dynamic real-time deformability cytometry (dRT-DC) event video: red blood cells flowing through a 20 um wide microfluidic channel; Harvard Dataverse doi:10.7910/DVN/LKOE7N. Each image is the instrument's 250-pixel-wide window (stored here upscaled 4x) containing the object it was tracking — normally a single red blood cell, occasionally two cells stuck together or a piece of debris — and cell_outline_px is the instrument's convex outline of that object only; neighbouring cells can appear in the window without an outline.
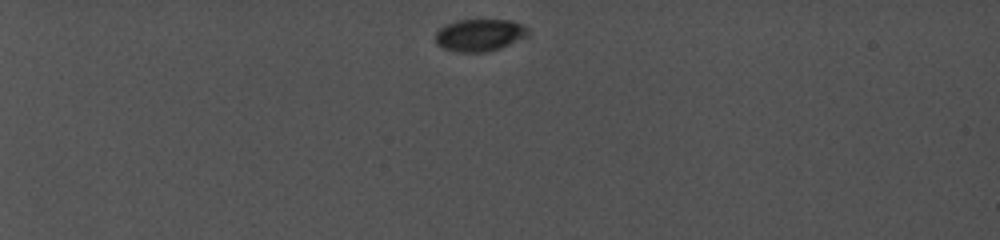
{"species": "common noctule bat (a hibernating species)", "species_latin": "Nyctalus noctula", "temperature_condition": "cold", "stored_images_in_passage": 30, "camera_frame_rate_fps": 5000, "um_per_image_px": 0.085, "animal": {"sex": "female", "body_mass_g": 19.0, "forearm_length_mm": 56.7}, "frame": {"image": 1, "passage_image": 1, "time_ms": 0.0, "image_size_px": [1000, 240], "cell_outline_px": [[528, 36], [500, 48], [488, 52], [456, 52], [444, 48], [436, 44], [436, 32], [444, 24], [456, 20], [512, 20], [528, 28]], "centroid_in_image_um": [40.75, 2.98], "position_along_channel_um": 44.3, "area_um2": 17.46}}
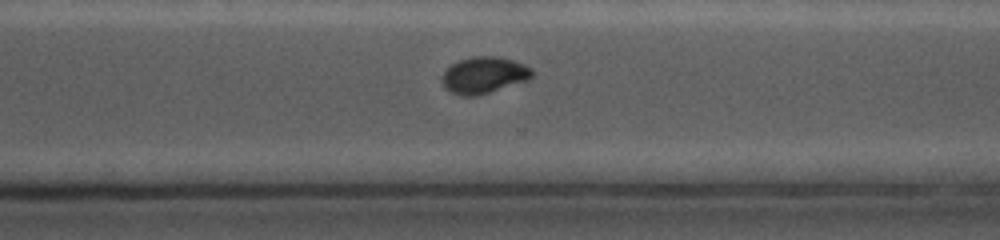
{"frame": {"image": 2, "passage_image": 26, "time_ms": 10.0, "image_size_px": [1000, 240], "cell_outline_px": [[532, 76], [528, 80], [488, 92], [472, 96], [464, 96], [452, 92], [444, 84], [444, 72], [452, 64], [460, 60], [472, 56], [496, 56], [512, 60], [524, 64], [532, 68]], "centroid_in_image_um": [41.18, 6.36], "position_along_channel_um": 329.4, "area_um2": 18.61}}
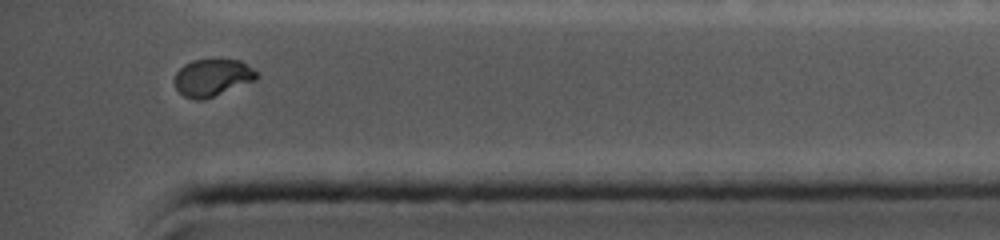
{"frame": {"image": 3, "passage_image": 30, "time_ms": 12.2, "image_size_px": [1000, 240], "cell_outline_px": [[260, 76], [256, 80], [212, 96], [200, 100], [184, 96], [176, 88], [176, 72], [184, 64], [192, 60], [240, 60], [252, 68]], "centroid_in_image_um": [18.07, 6.58], "position_along_channel_um": 417.1, "area_um2": 17.34}}